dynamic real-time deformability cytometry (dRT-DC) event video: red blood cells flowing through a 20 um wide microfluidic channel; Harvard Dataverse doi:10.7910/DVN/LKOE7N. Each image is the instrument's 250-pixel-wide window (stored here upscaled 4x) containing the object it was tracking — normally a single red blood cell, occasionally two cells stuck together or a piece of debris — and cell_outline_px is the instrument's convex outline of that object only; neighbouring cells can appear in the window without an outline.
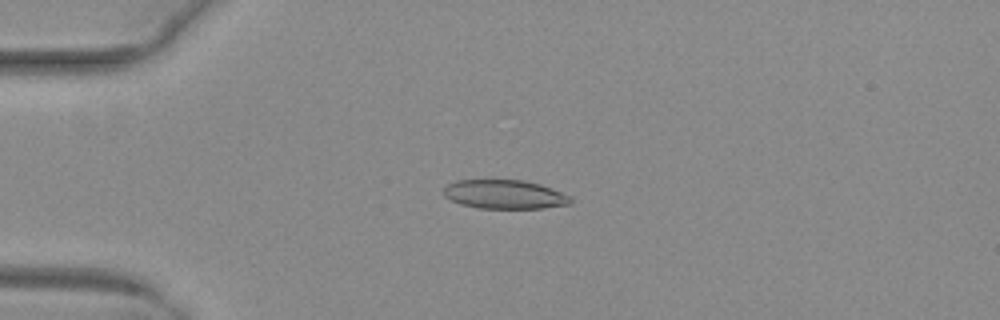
{"species": "common noctule bat (a hibernating species)", "species_latin": "Nyctalus noctula", "temperature_condition": "warm", "stored_images_in_passage": 51, "camera_frame_rate_fps": 3000, "um_per_image_px": 0.085, "animal": {"sex": "female", "body_mass_g": 29.2, "forearm_length_mm": 56.3}, "frame": {"image": 1, "passage_image": 13, "time_ms": 4.0, "image_size_px": [1000, 320], "cell_outline_px": [[572, 204], [540, 208], [480, 208], [460, 204], [444, 196], [444, 188], [448, 184], [456, 180], [524, 180], [540, 184], [572, 196]], "centroid_in_image_um": [42.91, 16.52], "position_along_channel_um": 42.1, "area_um2": 21.39}}
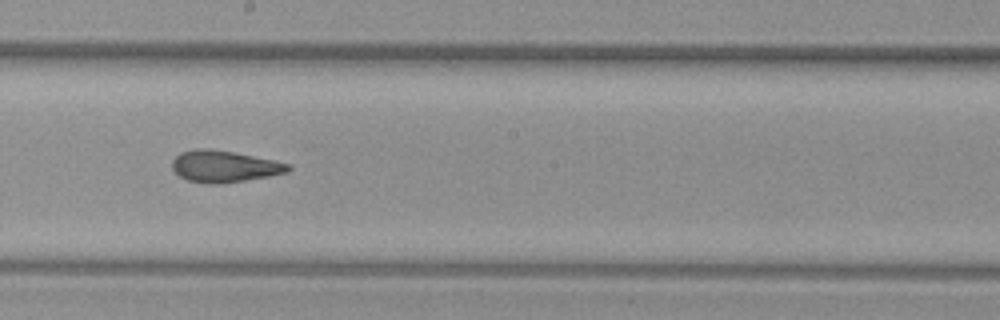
{"frame": {"image": 2, "passage_image": 29, "time_ms": 9.333, "image_size_px": [1000, 320], "cell_outline_px": [[292, 168], [288, 172], [268, 176], [220, 184], [208, 184], [188, 180], [180, 176], [172, 168], [172, 160], [180, 152], [196, 148], [208, 148], [232, 152], [272, 160], [288, 164]], "centroid_in_image_um": [19.02, 14.14], "position_along_channel_um": 229.2, "area_um2": 21.15}}
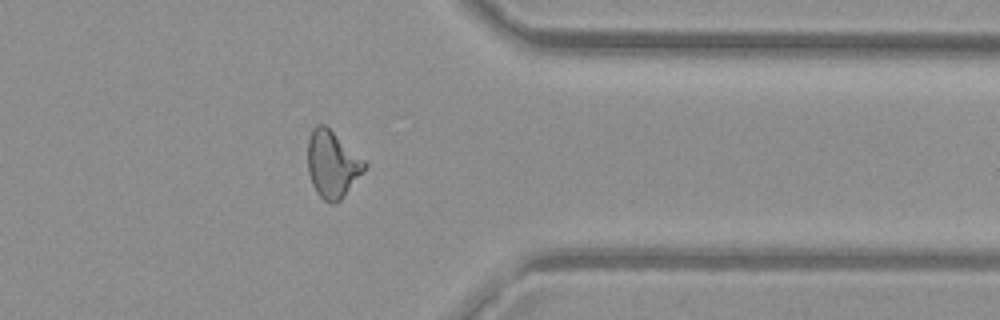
{"frame": {"image": 3, "passage_image": 41, "time_ms": 13.333, "image_size_px": [1000, 320], "cell_outline_px": [[368, 164], [340, 200], [332, 204], [324, 200], [316, 192], [312, 184], [308, 172], [308, 140], [312, 128], [316, 124], [324, 124], [364, 160]], "centroid_in_image_um": [28.21, 13.95], "position_along_channel_um": 383.2, "area_um2": 21.68}, "authors_computed_cell_mechanics": {"area_um2": 21.675, "velocity_mm_per_s": 4.0804, "shape_relaxation_time_tau1_ms": null, "shape_relaxation_time_tau2_ms": 1.9804, "deformation_change_tau1": null, "deformation_change_tau2": 0.1031}}